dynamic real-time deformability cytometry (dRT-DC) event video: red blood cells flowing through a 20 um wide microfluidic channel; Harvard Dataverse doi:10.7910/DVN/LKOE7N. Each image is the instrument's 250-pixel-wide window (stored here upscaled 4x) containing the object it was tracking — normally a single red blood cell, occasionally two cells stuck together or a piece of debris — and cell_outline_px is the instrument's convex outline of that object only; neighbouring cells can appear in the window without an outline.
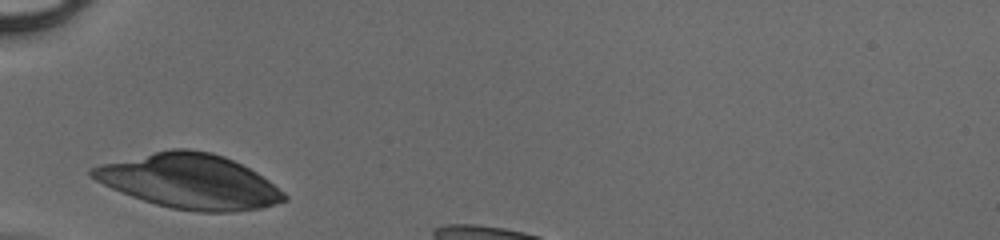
{"species": "human", "species_latin": "Homo sapiens", "temperature_condition": "cold", "stored_images_in_passage": 24, "camera_frame_rate_fps": 3000, "um_per_image_px": 0.085, "donor": {"sex": "male"}, "frame": {"image": 1, "passage_image": 1, "time_ms": 0.0, "image_size_px": [1000, 240], "cell_outline_px": [[288, 200], [260, 208], [232, 212], [196, 212], [172, 208], [156, 204], [132, 196], [112, 188], [88, 176], [88, 172], [92, 168], [100, 164], [172, 148], [188, 148], [212, 152], [224, 156], [256, 172], [268, 180], [284, 192], [288, 196]], "centroid_in_image_um": [16.12, 15.41], "position_along_channel_um": 68.9, "area_um2": 60.69}}
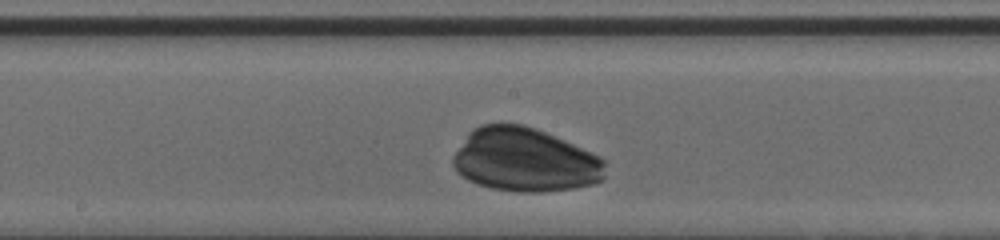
{"frame": {"image": 2, "passage_image": 11, "time_ms": 3.333, "image_size_px": [1000, 240], "cell_outline_px": [[604, 176], [600, 180], [592, 184], [576, 188], [540, 192], [516, 192], [492, 188], [476, 184], [468, 180], [456, 172], [452, 164], [452, 156], [472, 128], [480, 124], [524, 124], [544, 132], [592, 152], [600, 156], [604, 160]], "centroid_in_image_um": [44.58, 13.6], "position_along_channel_um": 203.6, "area_um2": 56.53}}
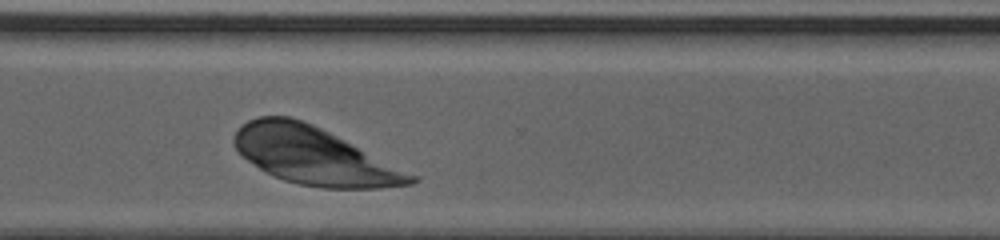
{"frame": {"image": 3, "passage_image": 21, "time_ms": 6.667, "image_size_px": [1000, 240], "cell_outline_px": [[420, 180], [412, 184], [380, 188], [320, 188], [296, 184], [272, 176], [248, 160], [232, 144], [232, 136], [248, 120], [260, 116], [292, 116], [312, 124], [416, 176]], "centroid_in_image_um": [26.64, 13.26], "position_along_channel_um": 344.0, "area_um2": 58.15}}